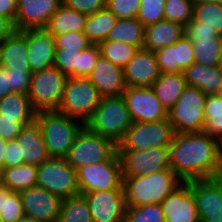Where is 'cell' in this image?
<instances>
[{
    "label": "cell",
    "mask_w": 222,
    "mask_h": 222,
    "mask_svg": "<svg viewBox=\"0 0 222 222\" xmlns=\"http://www.w3.org/2000/svg\"><path fill=\"white\" fill-rule=\"evenodd\" d=\"M35 121L41 128L50 158L65 159L77 134L84 124L58 111L36 113Z\"/></svg>",
    "instance_id": "cell-4"
},
{
    "label": "cell",
    "mask_w": 222,
    "mask_h": 222,
    "mask_svg": "<svg viewBox=\"0 0 222 222\" xmlns=\"http://www.w3.org/2000/svg\"><path fill=\"white\" fill-rule=\"evenodd\" d=\"M31 71L9 70V81L12 93L28 94L31 82Z\"/></svg>",
    "instance_id": "cell-48"
},
{
    "label": "cell",
    "mask_w": 222,
    "mask_h": 222,
    "mask_svg": "<svg viewBox=\"0 0 222 222\" xmlns=\"http://www.w3.org/2000/svg\"><path fill=\"white\" fill-rule=\"evenodd\" d=\"M24 215L40 222H58L62 199L38 186L19 192Z\"/></svg>",
    "instance_id": "cell-15"
},
{
    "label": "cell",
    "mask_w": 222,
    "mask_h": 222,
    "mask_svg": "<svg viewBox=\"0 0 222 222\" xmlns=\"http://www.w3.org/2000/svg\"><path fill=\"white\" fill-rule=\"evenodd\" d=\"M123 73L127 87H152L161 74L154 51L144 48L138 49Z\"/></svg>",
    "instance_id": "cell-19"
},
{
    "label": "cell",
    "mask_w": 222,
    "mask_h": 222,
    "mask_svg": "<svg viewBox=\"0 0 222 222\" xmlns=\"http://www.w3.org/2000/svg\"><path fill=\"white\" fill-rule=\"evenodd\" d=\"M0 216L4 222H17L24 216L19 192L4 187L0 190Z\"/></svg>",
    "instance_id": "cell-38"
},
{
    "label": "cell",
    "mask_w": 222,
    "mask_h": 222,
    "mask_svg": "<svg viewBox=\"0 0 222 222\" xmlns=\"http://www.w3.org/2000/svg\"><path fill=\"white\" fill-rule=\"evenodd\" d=\"M165 222H200L192 181L183 183L161 203Z\"/></svg>",
    "instance_id": "cell-17"
},
{
    "label": "cell",
    "mask_w": 222,
    "mask_h": 222,
    "mask_svg": "<svg viewBox=\"0 0 222 222\" xmlns=\"http://www.w3.org/2000/svg\"><path fill=\"white\" fill-rule=\"evenodd\" d=\"M132 119L122 95L102 97L99 106L84 126L92 133L111 140L116 146L123 140Z\"/></svg>",
    "instance_id": "cell-3"
},
{
    "label": "cell",
    "mask_w": 222,
    "mask_h": 222,
    "mask_svg": "<svg viewBox=\"0 0 222 222\" xmlns=\"http://www.w3.org/2000/svg\"><path fill=\"white\" fill-rule=\"evenodd\" d=\"M117 20V17L106 7L104 10L87 16L83 32L92 44L99 45L106 41Z\"/></svg>",
    "instance_id": "cell-32"
},
{
    "label": "cell",
    "mask_w": 222,
    "mask_h": 222,
    "mask_svg": "<svg viewBox=\"0 0 222 222\" xmlns=\"http://www.w3.org/2000/svg\"><path fill=\"white\" fill-rule=\"evenodd\" d=\"M117 151L122 164L123 177L146 176L170 169L169 147Z\"/></svg>",
    "instance_id": "cell-12"
},
{
    "label": "cell",
    "mask_w": 222,
    "mask_h": 222,
    "mask_svg": "<svg viewBox=\"0 0 222 222\" xmlns=\"http://www.w3.org/2000/svg\"><path fill=\"white\" fill-rule=\"evenodd\" d=\"M144 28L137 18L118 19L106 40L124 42L142 49L144 46Z\"/></svg>",
    "instance_id": "cell-31"
},
{
    "label": "cell",
    "mask_w": 222,
    "mask_h": 222,
    "mask_svg": "<svg viewBox=\"0 0 222 222\" xmlns=\"http://www.w3.org/2000/svg\"><path fill=\"white\" fill-rule=\"evenodd\" d=\"M200 222H222V209L216 212H198Z\"/></svg>",
    "instance_id": "cell-54"
},
{
    "label": "cell",
    "mask_w": 222,
    "mask_h": 222,
    "mask_svg": "<svg viewBox=\"0 0 222 222\" xmlns=\"http://www.w3.org/2000/svg\"><path fill=\"white\" fill-rule=\"evenodd\" d=\"M191 42L195 63L205 66H219L222 54V36L210 39H193Z\"/></svg>",
    "instance_id": "cell-33"
},
{
    "label": "cell",
    "mask_w": 222,
    "mask_h": 222,
    "mask_svg": "<svg viewBox=\"0 0 222 222\" xmlns=\"http://www.w3.org/2000/svg\"><path fill=\"white\" fill-rule=\"evenodd\" d=\"M102 96L86 77H68L58 112L85 124L99 106Z\"/></svg>",
    "instance_id": "cell-5"
},
{
    "label": "cell",
    "mask_w": 222,
    "mask_h": 222,
    "mask_svg": "<svg viewBox=\"0 0 222 222\" xmlns=\"http://www.w3.org/2000/svg\"><path fill=\"white\" fill-rule=\"evenodd\" d=\"M169 164L184 183L222 176L219 140L204 132L175 133Z\"/></svg>",
    "instance_id": "cell-1"
},
{
    "label": "cell",
    "mask_w": 222,
    "mask_h": 222,
    "mask_svg": "<svg viewBox=\"0 0 222 222\" xmlns=\"http://www.w3.org/2000/svg\"><path fill=\"white\" fill-rule=\"evenodd\" d=\"M17 10V0H0V16L7 18L13 25Z\"/></svg>",
    "instance_id": "cell-51"
},
{
    "label": "cell",
    "mask_w": 222,
    "mask_h": 222,
    "mask_svg": "<svg viewBox=\"0 0 222 222\" xmlns=\"http://www.w3.org/2000/svg\"><path fill=\"white\" fill-rule=\"evenodd\" d=\"M194 2L192 0H166L165 20L186 26L193 19Z\"/></svg>",
    "instance_id": "cell-39"
},
{
    "label": "cell",
    "mask_w": 222,
    "mask_h": 222,
    "mask_svg": "<svg viewBox=\"0 0 222 222\" xmlns=\"http://www.w3.org/2000/svg\"><path fill=\"white\" fill-rule=\"evenodd\" d=\"M61 199L79 196L76 170L66 159L50 158L37 167V185Z\"/></svg>",
    "instance_id": "cell-9"
},
{
    "label": "cell",
    "mask_w": 222,
    "mask_h": 222,
    "mask_svg": "<svg viewBox=\"0 0 222 222\" xmlns=\"http://www.w3.org/2000/svg\"><path fill=\"white\" fill-rule=\"evenodd\" d=\"M67 78L54 66L32 73L27 96L36 113L58 110Z\"/></svg>",
    "instance_id": "cell-6"
},
{
    "label": "cell",
    "mask_w": 222,
    "mask_h": 222,
    "mask_svg": "<svg viewBox=\"0 0 222 222\" xmlns=\"http://www.w3.org/2000/svg\"><path fill=\"white\" fill-rule=\"evenodd\" d=\"M207 96L198 88L186 86L175 105L168 111V121L175 133L203 132Z\"/></svg>",
    "instance_id": "cell-7"
},
{
    "label": "cell",
    "mask_w": 222,
    "mask_h": 222,
    "mask_svg": "<svg viewBox=\"0 0 222 222\" xmlns=\"http://www.w3.org/2000/svg\"><path fill=\"white\" fill-rule=\"evenodd\" d=\"M165 2L166 0H141L136 18L144 27L165 20Z\"/></svg>",
    "instance_id": "cell-42"
},
{
    "label": "cell",
    "mask_w": 222,
    "mask_h": 222,
    "mask_svg": "<svg viewBox=\"0 0 222 222\" xmlns=\"http://www.w3.org/2000/svg\"><path fill=\"white\" fill-rule=\"evenodd\" d=\"M219 152H220V157L222 160V138L219 140Z\"/></svg>",
    "instance_id": "cell-59"
},
{
    "label": "cell",
    "mask_w": 222,
    "mask_h": 222,
    "mask_svg": "<svg viewBox=\"0 0 222 222\" xmlns=\"http://www.w3.org/2000/svg\"><path fill=\"white\" fill-rule=\"evenodd\" d=\"M154 53L160 73H183L195 63L192 42L185 35L174 44L160 48Z\"/></svg>",
    "instance_id": "cell-21"
},
{
    "label": "cell",
    "mask_w": 222,
    "mask_h": 222,
    "mask_svg": "<svg viewBox=\"0 0 222 222\" xmlns=\"http://www.w3.org/2000/svg\"><path fill=\"white\" fill-rule=\"evenodd\" d=\"M186 84L201 90L206 96L217 94L222 78L219 66H205L193 63L184 72Z\"/></svg>",
    "instance_id": "cell-26"
},
{
    "label": "cell",
    "mask_w": 222,
    "mask_h": 222,
    "mask_svg": "<svg viewBox=\"0 0 222 222\" xmlns=\"http://www.w3.org/2000/svg\"><path fill=\"white\" fill-rule=\"evenodd\" d=\"M24 164L23 158H20L19 146L16 140L7 141L5 148L4 168L15 167Z\"/></svg>",
    "instance_id": "cell-50"
},
{
    "label": "cell",
    "mask_w": 222,
    "mask_h": 222,
    "mask_svg": "<svg viewBox=\"0 0 222 222\" xmlns=\"http://www.w3.org/2000/svg\"><path fill=\"white\" fill-rule=\"evenodd\" d=\"M58 222H93L86 199L82 195L62 199Z\"/></svg>",
    "instance_id": "cell-35"
},
{
    "label": "cell",
    "mask_w": 222,
    "mask_h": 222,
    "mask_svg": "<svg viewBox=\"0 0 222 222\" xmlns=\"http://www.w3.org/2000/svg\"><path fill=\"white\" fill-rule=\"evenodd\" d=\"M187 86L184 73H161L152 85L156 97L169 111Z\"/></svg>",
    "instance_id": "cell-27"
},
{
    "label": "cell",
    "mask_w": 222,
    "mask_h": 222,
    "mask_svg": "<svg viewBox=\"0 0 222 222\" xmlns=\"http://www.w3.org/2000/svg\"><path fill=\"white\" fill-rule=\"evenodd\" d=\"M15 140L19 146L20 158H23L24 164L38 167L50 159L41 128L36 121L24 126Z\"/></svg>",
    "instance_id": "cell-22"
},
{
    "label": "cell",
    "mask_w": 222,
    "mask_h": 222,
    "mask_svg": "<svg viewBox=\"0 0 222 222\" xmlns=\"http://www.w3.org/2000/svg\"><path fill=\"white\" fill-rule=\"evenodd\" d=\"M184 36V26L173 21L162 20L144 28V49L156 51L174 44Z\"/></svg>",
    "instance_id": "cell-25"
},
{
    "label": "cell",
    "mask_w": 222,
    "mask_h": 222,
    "mask_svg": "<svg viewBox=\"0 0 222 222\" xmlns=\"http://www.w3.org/2000/svg\"><path fill=\"white\" fill-rule=\"evenodd\" d=\"M102 97L120 96L127 88L123 68L100 55L87 77Z\"/></svg>",
    "instance_id": "cell-20"
},
{
    "label": "cell",
    "mask_w": 222,
    "mask_h": 222,
    "mask_svg": "<svg viewBox=\"0 0 222 222\" xmlns=\"http://www.w3.org/2000/svg\"><path fill=\"white\" fill-rule=\"evenodd\" d=\"M124 222H165L161 204L126 207Z\"/></svg>",
    "instance_id": "cell-40"
},
{
    "label": "cell",
    "mask_w": 222,
    "mask_h": 222,
    "mask_svg": "<svg viewBox=\"0 0 222 222\" xmlns=\"http://www.w3.org/2000/svg\"><path fill=\"white\" fill-rule=\"evenodd\" d=\"M87 15L66 7L63 3L50 17L45 29L53 36L66 32L83 31Z\"/></svg>",
    "instance_id": "cell-29"
},
{
    "label": "cell",
    "mask_w": 222,
    "mask_h": 222,
    "mask_svg": "<svg viewBox=\"0 0 222 222\" xmlns=\"http://www.w3.org/2000/svg\"><path fill=\"white\" fill-rule=\"evenodd\" d=\"M3 188L2 171L0 170V190Z\"/></svg>",
    "instance_id": "cell-60"
},
{
    "label": "cell",
    "mask_w": 222,
    "mask_h": 222,
    "mask_svg": "<svg viewBox=\"0 0 222 222\" xmlns=\"http://www.w3.org/2000/svg\"><path fill=\"white\" fill-rule=\"evenodd\" d=\"M174 129L168 119L159 122H132L117 150H143L155 147H169Z\"/></svg>",
    "instance_id": "cell-10"
},
{
    "label": "cell",
    "mask_w": 222,
    "mask_h": 222,
    "mask_svg": "<svg viewBox=\"0 0 222 222\" xmlns=\"http://www.w3.org/2000/svg\"><path fill=\"white\" fill-rule=\"evenodd\" d=\"M14 31V25L7 18L0 16V44Z\"/></svg>",
    "instance_id": "cell-53"
},
{
    "label": "cell",
    "mask_w": 222,
    "mask_h": 222,
    "mask_svg": "<svg viewBox=\"0 0 222 222\" xmlns=\"http://www.w3.org/2000/svg\"><path fill=\"white\" fill-rule=\"evenodd\" d=\"M194 3H206V2H212L216 4H222V0H192Z\"/></svg>",
    "instance_id": "cell-56"
},
{
    "label": "cell",
    "mask_w": 222,
    "mask_h": 222,
    "mask_svg": "<svg viewBox=\"0 0 222 222\" xmlns=\"http://www.w3.org/2000/svg\"><path fill=\"white\" fill-rule=\"evenodd\" d=\"M132 122H159L168 119L152 87H127L122 94Z\"/></svg>",
    "instance_id": "cell-13"
},
{
    "label": "cell",
    "mask_w": 222,
    "mask_h": 222,
    "mask_svg": "<svg viewBox=\"0 0 222 222\" xmlns=\"http://www.w3.org/2000/svg\"><path fill=\"white\" fill-rule=\"evenodd\" d=\"M101 55L121 68H124L138 51V47L124 42L106 40L99 44Z\"/></svg>",
    "instance_id": "cell-36"
},
{
    "label": "cell",
    "mask_w": 222,
    "mask_h": 222,
    "mask_svg": "<svg viewBox=\"0 0 222 222\" xmlns=\"http://www.w3.org/2000/svg\"><path fill=\"white\" fill-rule=\"evenodd\" d=\"M26 34L14 31L0 44V66L12 71H31L28 65Z\"/></svg>",
    "instance_id": "cell-23"
},
{
    "label": "cell",
    "mask_w": 222,
    "mask_h": 222,
    "mask_svg": "<svg viewBox=\"0 0 222 222\" xmlns=\"http://www.w3.org/2000/svg\"><path fill=\"white\" fill-rule=\"evenodd\" d=\"M7 141L0 137V170L4 169L5 148Z\"/></svg>",
    "instance_id": "cell-55"
},
{
    "label": "cell",
    "mask_w": 222,
    "mask_h": 222,
    "mask_svg": "<svg viewBox=\"0 0 222 222\" xmlns=\"http://www.w3.org/2000/svg\"><path fill=\"white\" fill-rule=\"evenodd\" d=\"M80 56L78 50L56 48L53 66L67 77H79Z\"/></svg>",
    "instance_id": "cell-41"
},
{
    "label": "cell",
    "mask_w": 222,
    "mask_h": 222,
    "mask_svg": "<svg viewBox=\"0 0 222 222\" xmlns=\"http://www.w3.org/2000/svg\"><path fill=\"white\" fill-rule=\"evenodd\" d=\"M23 127L21 123L17 122V119L1 118L0 115V137L4 140H15Z\"/></svg>",
    "instance_id": "cell-49"
},
{
    "label": "cell",
    "mask_w": 222,
    "mask_h": 222,
    "mask_svg": "<svg viewBox=\"0 0 222 222\" xmlns=\"http://www.w3.org/2000/svg\"><path fill=\"white\" fill-rule=\"evenodd\" d=\"M219 69L222 71V54L220 56Z\"/></svg>",
    "instance_id": "cell-61"
},
{
    "label": "cell",
    "mask_w": 222,
    "mask_h": 222,
    "mask_svg": "<svg viewBox=\"0 0 222 222\" xmlns=\"http://www.w3.org/2000/svg\"><path fill=\"white\" fill-rule=\"evenodd\" d=\"M15 31L45 28L62 0H17Z\"/></svg>",
    "instance_id": "cell-16"
},
{
    "label": "cell",
    "mask_w": 222,
    "mask_h": 222,
    "mask_svg": "<svg viewBox=\"0 0 222 222\" xmlns=\"http://www.w3.org/2000/svg\"><path fill=\"white\" fill-rule=\"evenodd\" d=\"M3 187L20 192L37 185V166L22 164L2 170Z\"/></svg>",
    "instance_id": "cell-30"
},
{
    "label": "cell",
    "mask_w": 222,
    "mask_h": 222,
    "mask_svg": "<svg viewBox=\"0 0 222 222\" xmlns=\"http://www.w3.org/2000/svg\"><path fill=\"white\" fill-rule=\"evenodd\" d=\"M116 150L117 146L111 140L90 132L84 126L77 134L65 159L76 170L107 160Z\"/></svg>",
    "instance_id": "cell-11"
},
{
    "label": "cell",
    "mask_w": 222,
    "mask_h": 222,
    "mask_svg": "<svg viewBox=\"0 0 222 222\" xmlns=\"http://www.w3.org/2000/svg\"><path fill=\"white\" fill-rule=\"evenodd\" d=\"M17 222H40L37 221L36 219L32 218V217H28V216H23L19 221Z\"/></svg>",
    "instance_id": "cell-57"
},
{
    "label": "cell",
    "mask_w": 222,
    "mask_h": 222,
    "mask_svg": "<svg viewBox=\"0 0 222 222\" xmlns=\"http://www.w3.org/2000/svg\"><path fill=\"white\" fill-rule=\"evenodd\" d=\"M184 35L191 41L193 39H210L219 36L215 28H208L202 22H197L194 19L184 27Z\"/></svg>",
    "instance_id": "cell-47"
},
{
    "label": "cell",
    "mask_w": 222,
    "mask_h": 222,
    "mask_svg": "<svg viewBox=\"0 0 222 222\" xmlns=\"http://www.w3.org/2000/svg\"><path fill=\"white\" fill-rule=\"evenodd\" d=\"M28 65L32 73L54 65L55 41L45 28L25 29Z\"/></svg>",
    "instance_id": "cell-18"
},
{
    "label": "cell",
    "mask_w": 222,
    "mask_h": 222,
    "mask_svg": "<svg viewBox=\"0 0 222 222\" xmlns=\"http://www.w3.org/2000/svg\"><path fill=\"white\" fill-rule=\"evenodd\" d=\"M141 0H106V7L117 19L136 18Z\"/></svg>",
    "instance_id": "cell-44"
},
{
    "label": "cell",
    "mask_w": 222,
    "mask_h": 222,
    "mask_svg": "<svg viewBox=\"0 0 222 222\" xmlns=\"http://www.w3.org/2000/svg\"><path fill=\"white\" fill-rule=\"evenodd\" d=\"M101 55L98 44H92L87 49L81 51L79 77H88Z\"/></svg>",
    "instance_id": "cell-45"
},
{
    "label": "cell",
    "mask_w": 222,
    "mask_h": 222,
    "mask_svg": "<svg viewBox=\"0 0 222 222\" xmlns=\"http://www.w3.org/2000/svg\"><path fill=\"white\" fill-rule=\"evenodd\" d=\"M217 95L222 96V78H221V81L217 90Z\"/></svg>",
    "instance_id": "cell-58"
},
{
    "label": "cell",
    "mask_w": 222,
    "mask_h": 222,
    "mask_svg": "<svg viewBox=\"0 0 222 222\" xmlns=\"http://www.w3.org/2000/svg\"><path fill=\"white\" fill-rule=\"evenodd\" d=\"M89 206L93 222H124L126 201L123 189L81 193Z\"/></svg>",
    "instance_id": "cell-14"
},
{
    "label": "cell",
    "mask_w": 222,
    "mask_h": 222,
    "mask_svg": "<svg viewBox=\"0 0 222 222\" xmlns=\"http://www.w3.org/2000/svg\"><path fill=\"white\" fill-rule=\"evenodd\" d=\"M204 116L203 132L220 140L222 138V96L217 94L207 96Z\"/></svg>",
    "instance_id": "cell-34"
},
{
    "label": "cell",
    "mask_w": 222,
    "mask_h": 222,
    "mask_svg": "<svg viewBox=\"0 0 222 222\" xmlns=\"http://www.w3.org/2000/svg\"><path fill=\"white\" fill-rule=\"evenodd\" d=\"M193 19L208 28H215L222 36V4L212 2L194 3Z\"/></svg>",
    "instance_id": "cell-37"
},
{
    "label": "cell",
    "mask_w": 222,
    "mask_h": 222,
    "mask_svg": "<svg viewBox=\"0 0 222 222\" xmlns=\"http://www.w3.org/2000/svg\"><path fill=\"white\" fill-rule=\"evenodd\" d=\"M183 183L171 169L146 176L123 177L122 189L126 206L161 204Z\"/></svg>",
    "instance_id": "cell-2"
},
{
    "label": "cell",
    "mask_w": 222,
    "mask_h": 222,
    "mask_svg": "<svg viewBox=\"0 0 222 222\" xmlns=\"http://www.w3.org/2000/svg\"><path fill=\"white\" fill-rule=\"evenodd\" d=\"M11 93L12 90L9 81V70L0 66V99Z\"/></svg>",
    "instance_id": "cell-52"
},
{
    "label": "cell",
    "mask_w": 222,
    "mask_h": 222,
    "mask_svg": "<svg viewBox=\"0 0 222 222\" xmlns=\"http://www.w3.org/2000/svg\"><path fill=\"white\" fill-rule=\"evenodd\" d=\"M1 118L17 119L27 126L35 121L36 112L31 106L27 94L11 93L0 99Z\"/></svg>",
    "instance_id": "cell-28"
},
{
    "label": "cell",
    "mask_w": 222,
    "mask_h": 222,
    "mask_svg": "<svg viewBox=\"0 0 222 222\" xmlns=\"http://www.w3.org/2000/svg\"><path fill=\"white\" fill-rule=\"evenodd\" d=\"M192 193L198 212L222 209V176L192 181Z\"/></svg>",
    "instance_id": "cell-24"
},
{
    "label": "cell",
    "mask_w": 222,
    "mask_h": 222,
    "mask_svg": "<svg viewBox=\"0 0 222 222\" xmlns=\"http://www.w3.org/2000/svg\"><path fill=\"white\" fill-rule=\"evenodd\" d=\"M80 193L122 189V164L116 150L107 160L76 169Z\"/></svg>",
    "instance_id": "cell-8"
},
{
    "label": "cell",
    "mask_w": 222,
    "mask_h": 222,
    "mask_svg": "<svg viewBox=\"0 0 222 222\" xmlns=\"http://www.w3.org/2000/svg\"><path fill=\"white\" fill-rule=\"evenodd\" d=\"M62 3L87 16L106 8V0H62Z\"/></svg>",
    "instance_id": "cell-46"
},
{
    "label": "cell",
    "mask_w": 222,
    "mask_h": 222,
    "mask_svg": "<svg viewBox=\"0 0 222 222\" xmlns=\"http://www.w3.org/2000/svg\"><path fill=\"white\" fill-rule=\"evenodd\" d=\"M53 37L55 41V48L78 50L81 52L92 45L83 31L66 32Z\"/></svg>",
    "instance_id": "cell-43"
}]
</instances>
